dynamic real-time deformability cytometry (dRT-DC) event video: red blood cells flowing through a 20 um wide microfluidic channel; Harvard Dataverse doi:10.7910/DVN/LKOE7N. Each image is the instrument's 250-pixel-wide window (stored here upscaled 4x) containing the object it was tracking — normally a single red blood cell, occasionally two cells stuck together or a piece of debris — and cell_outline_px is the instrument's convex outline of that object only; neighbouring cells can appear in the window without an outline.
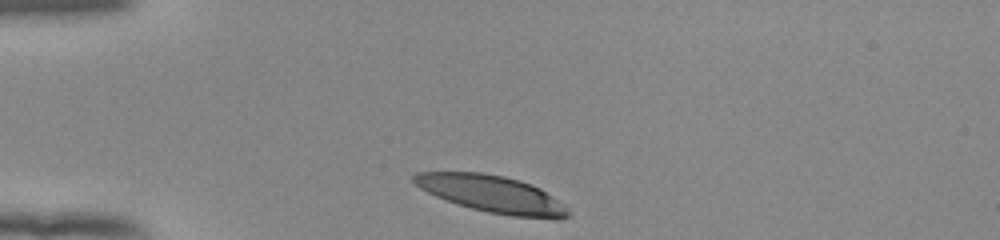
{"species": "human", "species_latin": "Homo sapiens", "temperature_condition": "room temperature", "stored_images_in_passage": 32, "camera_frame_rate_fps": 3000, "um_per_image_px": 0.085, "donor": {"sex": "female"}, "frame": {"image": 1, "passage_image": 1, "time_ms": 0.0, "image_size_px": [1000, 240], "cell_outline_px": [[572, 216], [560, 220], [552, 220], [512, 216], [488, 212], [456, 204], [436, 196], [420, 188], [412, 180], [412, 176], [416, 172], [480, 172], [504, 176], [520, 180], [540, 188], [564, 204], [572, 212]], "centroid_in_image_um": [41.9, 16.51], "position_along_channel_um": 43.1, "area_um2": 33.64}}
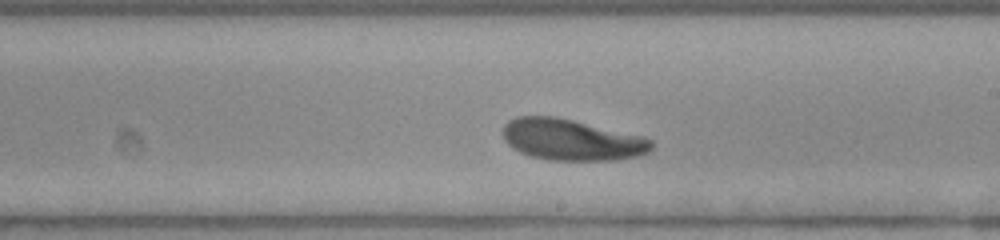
{"frame": {"image": 2, "passage_image": 19, "time_ms": 6.0, "image_size_px": [1000, 240], "cell_outline_px": [[652, 148], [648, 152], [636, 156], [620, 160], [548, 160], [532, 156], [520, 152], [512, 148], [504, 140], [504, 124], [508, 120], [516, 116], [552, 116], [572, 120], [644, 136], [652, 140]], "centroid_in_image_um": [48.58, 11.88], "position_along_channel_um": 240.4, "area_um2": 35.66}}
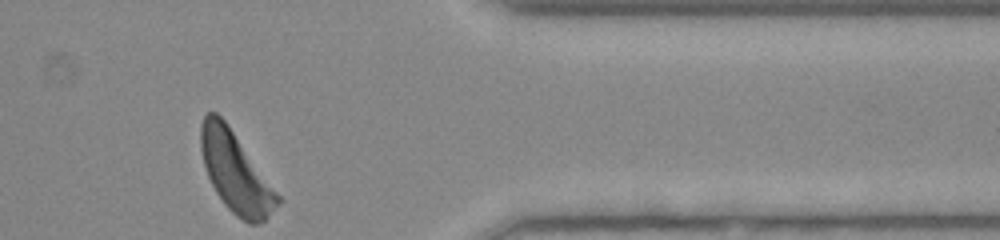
{"frame": {"image": 3, "passage_image": 32, "time_ms": 10.333, "image_size_px": [1000, 240], "cell_outline_px": [[280, 204], [260, 224], [248, 224], [236, 216], [224, 204], [216, 192], [208, 176], [204, 164], [200, 148], [200, 124], [204, 116], [208, 112], [216, 112], [228, 124], [280, 196]], "centroid_in_image_um": [20.01, 14.65], "position_along_channel_um": 391.4, "area_um2": 35.55}, "authors_computed_cell_mechanics": {"area_um2": 35.6048, "velocity_mm_per_s": 3.8575, "shape_relaxation_time_tau1_ms": 2.6608, "shape_relaxation_time_tau2_ms": 6.6081, "deformation_change_tau1": 0.1478, "deformation_change_tau2": 0.1511}}